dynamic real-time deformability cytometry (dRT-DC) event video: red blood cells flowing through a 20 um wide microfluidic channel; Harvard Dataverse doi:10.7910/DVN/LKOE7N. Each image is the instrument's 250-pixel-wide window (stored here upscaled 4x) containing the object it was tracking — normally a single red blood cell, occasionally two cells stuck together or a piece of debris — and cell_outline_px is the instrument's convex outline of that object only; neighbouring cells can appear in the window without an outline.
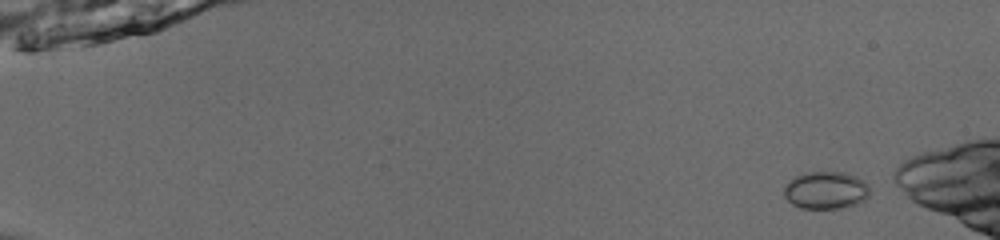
{"species": "common noctule bat (a hibernating species)", "species_latin": "Nyctalus noctula", "temperature_condition": "room temperature", "stored_images_in_passage": 45, "camera_frame_rate_fps": 3000, "um_per_image_px": 0.085, "animal": {"sex": "male", "body_mass_g": 13.0, "forearm_length_mm": 53.1}, "frame": {"image": 1, "passage_image": 1, "time_ms": 0.0, "image_size_px": [1000, 240], "cell_outline_px": [[868, 196], [864, 200], [856, 204], [840, 208], [800, 208], [792, 204], [784, 196], [784, 188], [796, 176], [804, 172], [844, 172], [856, 176], [864, 180], [868, 184]], "centroid_in_image_um": [70.21, 16.17], "position_along_channel_um": 14.8, "area_um2": 18.61}}
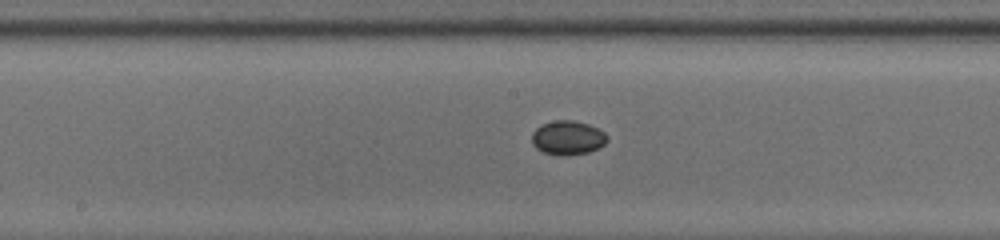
{"frame": {"image": 2, "passage_image": 26, "time_ms": 8.333, "image_size_px": [1000, 240], "cell_outline_px": [[608, 140], [604, 144], [588, 152], [564, 156], [560, 156], [544, 152], [536, 148], [532, 144], [532, 132], [536, 128], [544, 124], [556, 120], [572, 120], [588, 124], [604, 132], [608, 136]], "centroid_in_image_um": [48.25, 11.71], "position_along_channel_um": 200.0, "area_um2": 14.85}}
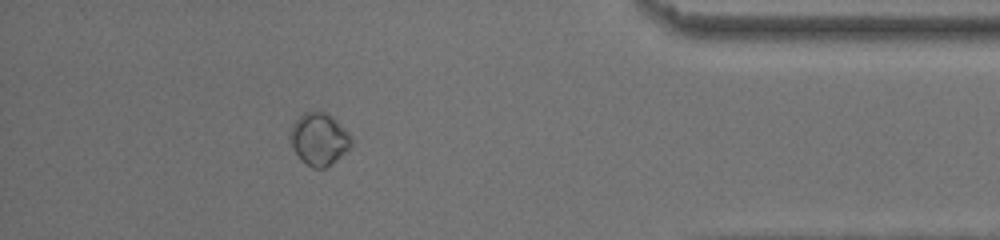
{"frame": {"image": 3, "passage_image": 44, "time_ms": 14.333, "image_size_px": [1000, 240], "cell_outline_px": [[352, 144], [340, 156], [324, 168], [312, 168], [300, 160], [292, 148], [288, 140], [288, 136], [292, 124], [304, 112], [324, 112], [336, 120], [352, 136]], "centroid_in_image_um": [27.07, 11.83], "position_along_channel_um": 408.1, "area_um2": 18.55}}